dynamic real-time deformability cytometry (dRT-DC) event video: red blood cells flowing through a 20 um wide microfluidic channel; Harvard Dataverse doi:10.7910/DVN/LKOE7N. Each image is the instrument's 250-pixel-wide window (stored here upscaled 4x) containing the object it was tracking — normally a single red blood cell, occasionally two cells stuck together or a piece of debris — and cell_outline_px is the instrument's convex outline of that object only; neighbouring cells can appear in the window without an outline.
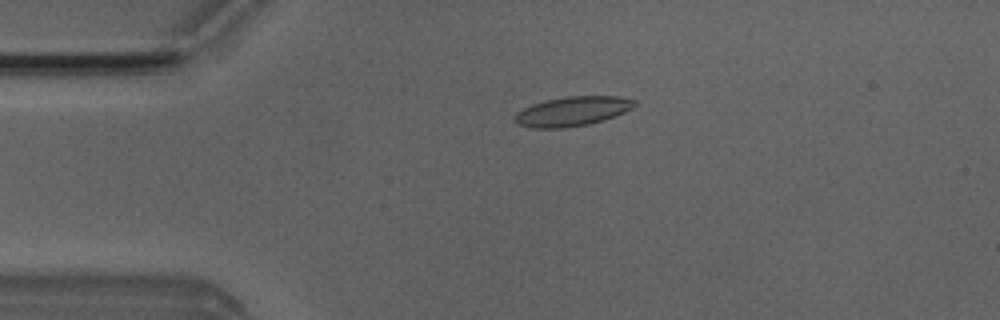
{"species": "Egyptian fruit bat (a non-hibernating species)", "species_latin": "Rousettus aegyptiacus", "temperature_condition": "room temperature", "stored_images_in_passage": 5, "camera_frame_rate_fps": 3000, "um_per_image_px": 0.085, "animal": {"sex": "male"}, "frame": {"image": 1, "passage_image": 4, "time_ms": 1.0, "image_size_px": [1000, 320], "cell_outline_px": [[636, 104], [632, 108], [616, 116], [604, 120], [588, 124], [564, 128], [532, 128], [516, 124], [512, 120], [512, 116], [516, 112], [532, 104], [544, 100], [568, 96], [620, 96], [636, 100]], "centroid_in_image_um": [48.61, 9.46], "position_along_channel_um": 36.4, "area_um2": 20.87}}